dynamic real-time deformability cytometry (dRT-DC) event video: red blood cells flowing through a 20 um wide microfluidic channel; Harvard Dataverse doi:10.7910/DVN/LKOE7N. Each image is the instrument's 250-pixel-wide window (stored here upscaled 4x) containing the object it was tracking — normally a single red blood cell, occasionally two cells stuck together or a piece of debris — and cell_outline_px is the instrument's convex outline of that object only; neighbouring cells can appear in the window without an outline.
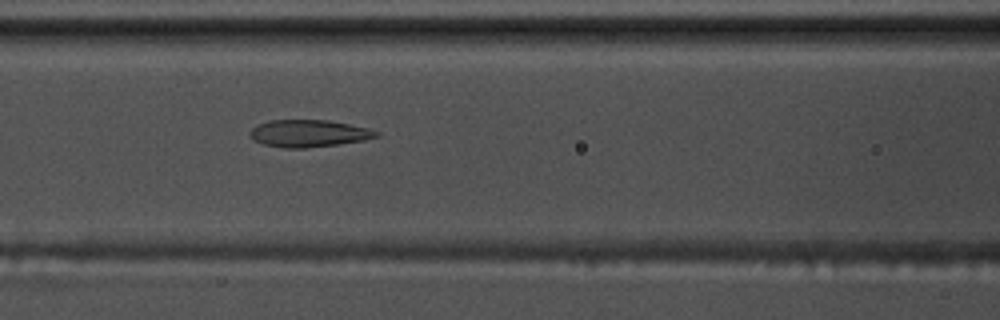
{"species": "common noctule bat (a hibernating species)", "species_latin": "Nyctalus noctula", "temperature_condition": "warm", "stored_images_in_passage": 54, "camera_frame_rate_fps": 3000, "um_per_image_px": 0.085, "animal": {"sex": "male", "body_mass_g": 17.5, "forearm_length_mm": 52.3}, "frame": {"image": 1, "passage_image": 25, "time_ms": 8.0, "image_size_px": [1000, 320], "cell_outline_px": [[380, 136], [364, 140], [336, 144], [304, 148], [284, 148], [264, 144], [256, 140], [248, 132], [256, 124], [268, 120], [328, 120], [368, 128], [380, 132]], "centroid_in_image_um": [26.24, 11.33], "position_along_channel_um": 140.4, "area_um2": 19.88}}
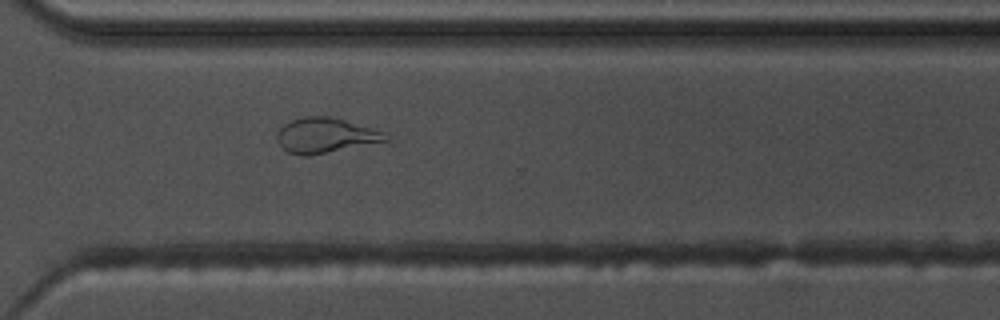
{"frame": {"image": 2, "passage_image": 42, "time_ms": 13.667, "image_size_px": [1000, 320], "cell_outline_px": [[388, 140], [308, 156], [304, 156], [288, 152], [276, 140], [276, 136], [280, 128], [284, 124], [292, 120], [304, 116], [328, 116], [344, 120], [372, 128], [380, 132]], "centroid_in_image_um": [27.57, 11.5], "position_along_channel_um": 343.0, "area_um2": 21.56}}
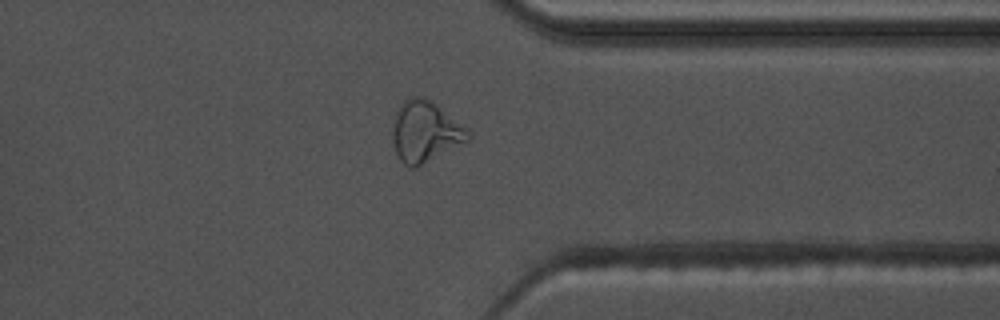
{"frame": {"image": 3, "passage_image": 45, "time_ms": 14.667, "image_size_px": [1000, 320], "cell_outline_px": [[472, 136], [468, 140], [420, 168], [412, 168], [404, 164], [400, 160], [396, 152], [392, 140], [392, 128], [396, 112], [400, 104], [408, 96], [420, 96], [432, 100], [468, 128]], "centroid_in_image_um": [36.15, 11.2], "position_along_channel_um": 375.3, "area_um2": 27.46}, "authors_computed_cell_mechanics": {"area_um2": 21.7039, "velocity_mm_per_s": 3.5833, "shape_relaxation_time_tau1_ms": null, "shape_relaxation_time_tau2_ms": 1.5925, "deformation_change_tau1": null, "deformation_change_tau2": 0.0939}}